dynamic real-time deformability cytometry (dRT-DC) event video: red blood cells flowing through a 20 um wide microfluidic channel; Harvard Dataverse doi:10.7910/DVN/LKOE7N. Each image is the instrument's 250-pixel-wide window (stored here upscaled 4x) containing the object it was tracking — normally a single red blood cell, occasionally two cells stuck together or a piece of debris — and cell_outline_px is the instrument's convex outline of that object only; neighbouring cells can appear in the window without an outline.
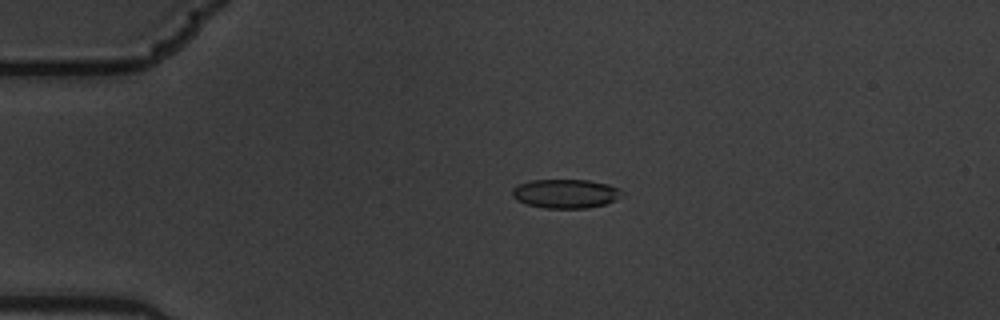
{"species": "common noctule bat (a hibernating species)", "species_latin": "Nyctalus noctula", "temperature_condition": "warm", "stored_images_in_passage": 46, "camera_frame_rate_fps": 3000, "um_per_image_px": 0.085, "animal": {"sex": "male", "body_mass_g": 19.5, "forearm_length_mm": 54.6}, "frame": {"image": 1, "passage_image": 1, "time_ms": 0.0, "image_size_px": [1000, 320], "cell_outline_px": [[624, 196], [604, 204], [588, 208], [544, 208], [528, 204], [516, 200], [512, 196], [512, 188], [520, 184], [532, 180], [588, 180], [608, 184], [620, 188], [624, 192]], "centroid_in_image_um": [48.11, 16.46], "position_along_channel_um": 36.9, "area_um2": 18.61}}
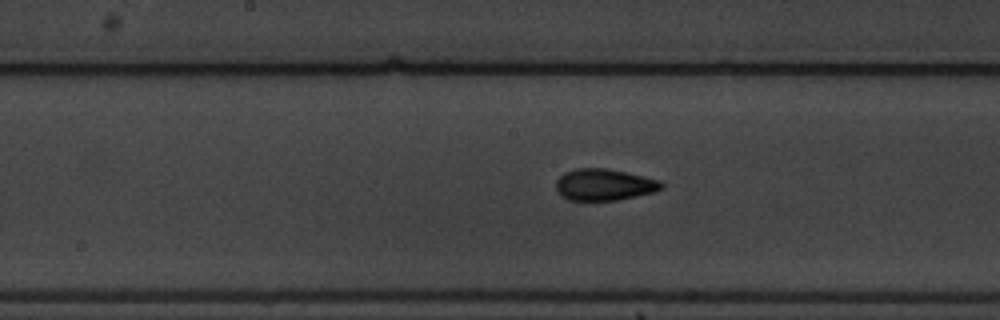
{"frame": {"image": 2, "passage_image": 18, "time_ms": 5.667, "image_size_px": [1000, 320], "cell_outline_px": [[664, 188], [652, 192], [616, 200], [568, 200], [560, 196], [556, 188], [556, 180], [564, 172], [576, 168], [608, 168], [644, 176], [660, 180], [664, 184]], "centroid_in_image_um": [51.33, 15.69], "position_along_channel_um": 196.9, "area_um2": 19.48}}
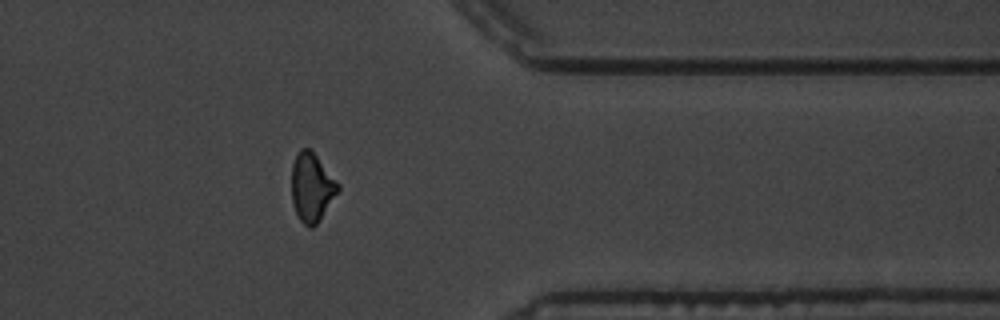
{"frame": {"image": 3, "passage_image": 35, "time_ms": 11.333, "image_size_px": [1000, 320], "cell_outline_px": [[340, 188], [320, 220], [312, 228], [308, 228], [300, 220], [296, 212], [292, 200], [292, 164], [300, 148], [308, 148], [316, 156], [340, 184]], "centroid_in_image_um": [26.5, 15.94], "position_along_channel_um": 384.9, "area_um2": 18.32}, "authors_computed_cell_mechanics": {"area_um2": 18.5249, "velocity_mm_per_s": 3.5179, "shape_relaxation_time_tau1_ms": 6.8644, "shape_relaxation_time_tau2_ms": 1.7352, "deformation_change_tau1": 0.174, "deformation_change_tau2": 0.0652}}